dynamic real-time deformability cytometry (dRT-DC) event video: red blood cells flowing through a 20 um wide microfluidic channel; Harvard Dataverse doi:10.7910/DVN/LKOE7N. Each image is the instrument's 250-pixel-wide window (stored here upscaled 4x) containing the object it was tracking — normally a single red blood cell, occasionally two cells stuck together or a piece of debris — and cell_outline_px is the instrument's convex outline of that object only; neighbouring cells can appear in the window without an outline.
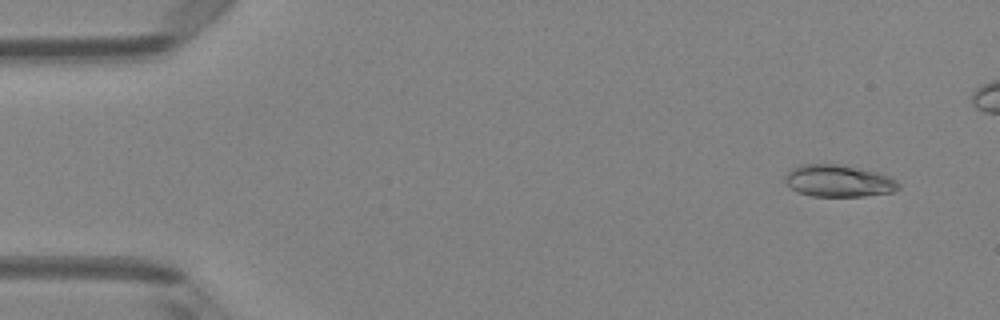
{"species": "Egyptian fruit bat (a non-hibernating species)", "species_latin": "Rousettus aegyptiacus", "temperature_condition": "room temperature", "stored_images_in_passage": 4, "camera_frame_rate_fps": 3000, "um_per_image_px": 0.085, "animal": {"sex": "female"}, "frame": {"image": 1, "passage_image": 1, "time_ms": 0.0, "image_size_px": [1000, 320], "cell_outline_px": [[900, 188], [896, 192], [864, 196], [812, 196], [796, 192], [784, 180], [784, 176], [792, 168], [800, 164], [836, 164], [876, 172], [892, 176], [900, 184]], "centroid_in_image_um": [71.3, 15.38], "position_along_channel_um": 13.7, "area_um2": 21.27}}